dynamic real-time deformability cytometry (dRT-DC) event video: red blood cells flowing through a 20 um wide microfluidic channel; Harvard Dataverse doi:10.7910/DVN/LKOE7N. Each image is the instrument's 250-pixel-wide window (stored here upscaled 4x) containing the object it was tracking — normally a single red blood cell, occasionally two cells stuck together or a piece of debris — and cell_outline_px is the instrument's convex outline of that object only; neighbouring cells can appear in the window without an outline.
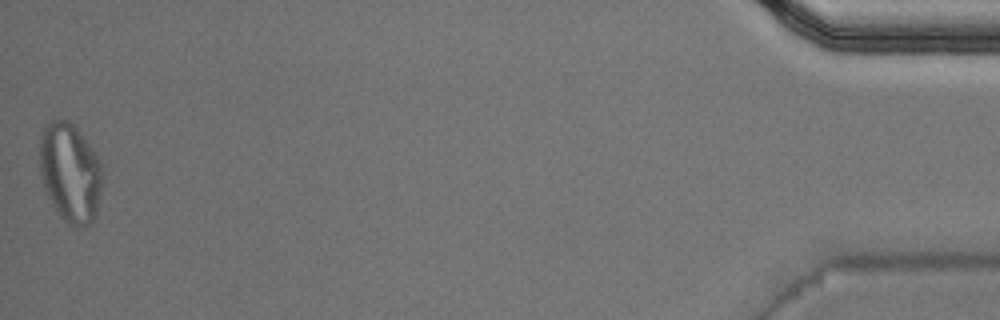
{"species": "Egyptian fruit bat (a non-hibernating species)", "species_latin": "Rousettus aegyptiacus", "temperature_condition": "warm", "stored_images_in_passage": 44, "camera_frame_rate_fps": 3000, "um_per_image_px": 0.085, "animal": {"sex": "male"}, "frame": {"image": 1, "passage_image": 44, "time_ms": 14.333, "image_size_px": [1000, 320], "cell_outline_px": [[100, 192], [96, 216], [92, 224], [72, 228], [60, 216], [52, 204], [44, 188], [40, 172], [40, 136], [48, 120], [60, 116], [68, 120], [80, 132], [96, 152], [100, 164]], "centroid_in_image_um": [5.94, 14.65], "position_along_channel_um": 429.3, "area_um2": 36.47}, "authors_computed_cell_mechanics": {"area_um2": 21.0103, "velocity_mm_per_s": 4.0849, "shape_relaxation_time_tau1_ms": null, "shape_relaxation_time_tau2_ms": 1.4598, "deformation_change_tau1": null, "deformation_change_tau2": 0.0921}}